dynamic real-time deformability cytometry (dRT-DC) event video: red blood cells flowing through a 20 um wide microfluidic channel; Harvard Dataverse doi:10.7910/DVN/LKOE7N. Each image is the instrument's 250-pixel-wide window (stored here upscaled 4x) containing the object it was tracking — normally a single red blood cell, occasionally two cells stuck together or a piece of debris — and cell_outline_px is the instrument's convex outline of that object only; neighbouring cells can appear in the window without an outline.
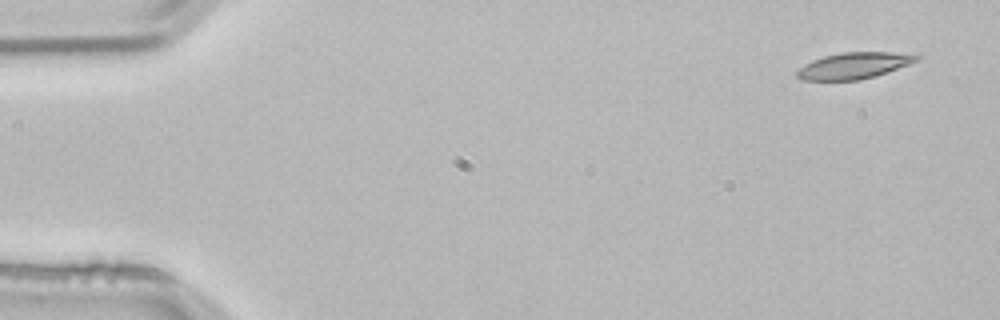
{"species": "common noctule bat (a hibernating species)", "species_latin": "Nyctalus noctula", "temperature_condition": "room temperature", "stored_images_in_passage": 3, "camera_frame_rate_fps": 3000, "um_per_image_px": 0.085, "animal": {"sex": "male", "body_mass_g": 21.5, "forearm_length_mm": 52.0}, "frame": {"image": 1, "passage_image": 1, "time_ms": 0.0, "image_size_px": [1000, 320], "cell_outline_px": [[920, 56], [916, 60], [908, 64], [860, 80], [800, 80], [796, 76], [796, 72], [804, 64], [812, 60], [824, 56], [840, 52], [920, 52]], "centroid_in_image_um": [72.58, 5.55], "position_along_channel_um": 12.4, "area_um2": 18.32}}
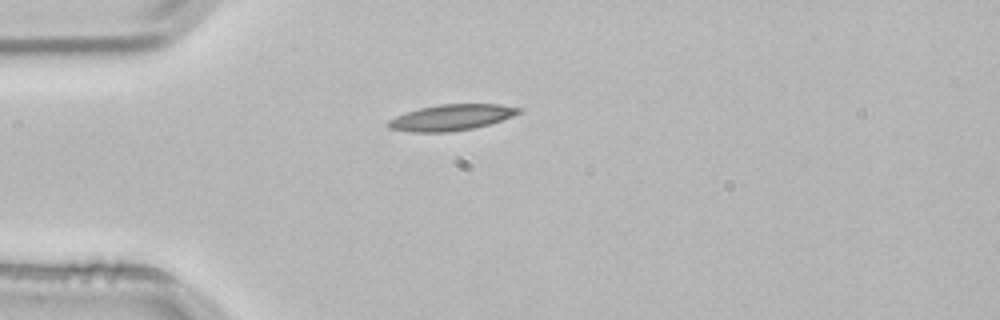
{"frame": {"image": 2, "passage_image": 3, "time_ms": 0.667, "image_size_px": [1000, 320], "cell_outline_px": [[520, 112], [512, 116], [488, 124], [472, 128], [448, 132], [412, 132], [388, 128], [384, 124], [388, 120], [396, 116], [420, 108], [440, 104], [500, 104], [520, 108]], "centroid_in_image_um": [38.31, 9.98], "position_along_channel_um": 46.7, "area_um2": 19.54}}